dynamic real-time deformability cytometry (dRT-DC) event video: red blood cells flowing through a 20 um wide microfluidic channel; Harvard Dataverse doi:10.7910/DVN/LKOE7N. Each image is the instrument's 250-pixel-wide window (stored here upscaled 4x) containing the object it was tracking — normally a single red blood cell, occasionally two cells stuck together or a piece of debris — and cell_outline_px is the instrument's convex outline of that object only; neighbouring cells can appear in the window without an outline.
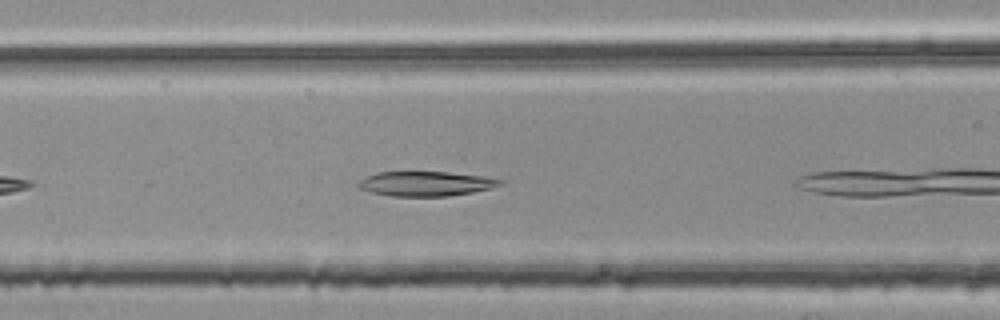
{"species": "common noctule bat (a hibernating species)", "species_latin": "Nyctalus noctula", "temperature_condition": "room temperature", "stored_images_in_passage": 31, "camera_frame_rate_fps": 3000, "um_per_image_px": 0.085, "animal": {"sex": "female", "body_mass_g": 25.1}, "frame": {"image": 1, "passage_image": 5, "time_ms": 1.333, "image_size_px": [1000, 320], "cell_outline_px": [[504, 180], [500, 184], [492, 188], [472, 192], [448, 196], [392, 196], [372, 192], [356, 188], [356, 184], [360, 180], [376, 172], [448, 172], [484, 176]], "centroid_in_image_um": [36.17, 15.61], "position_along_channel_um": 130.4, "area_um2": 20.35}}
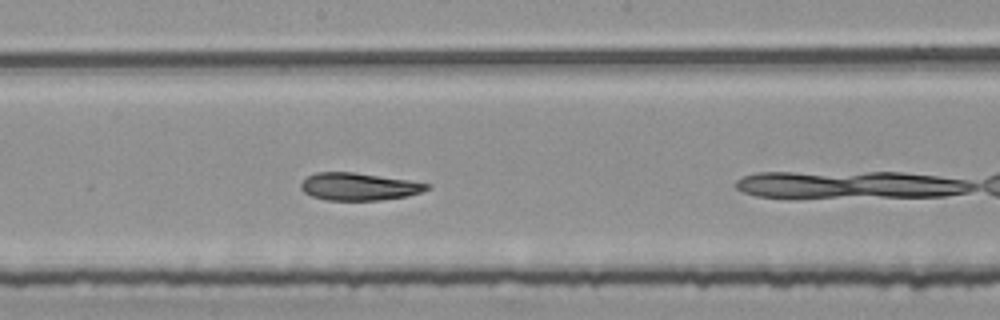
{"frame": {"image": 2, "passage_image": 12, "time_ms": 3.667, "image_size_px": [1000, 320], "cell_outline_px": [[432, 188], [408, 196], [380, 200], [324, 200], [312, 196], [304, 192], [300, 188], [300, 184], [308, 176], [316, 172], [352, 172], [408, 180], [432, 184]], "centroid_in_image_um": [30.52, 15.86], "position_along_channel_um": 217.7, "area_um2": 20.17}}
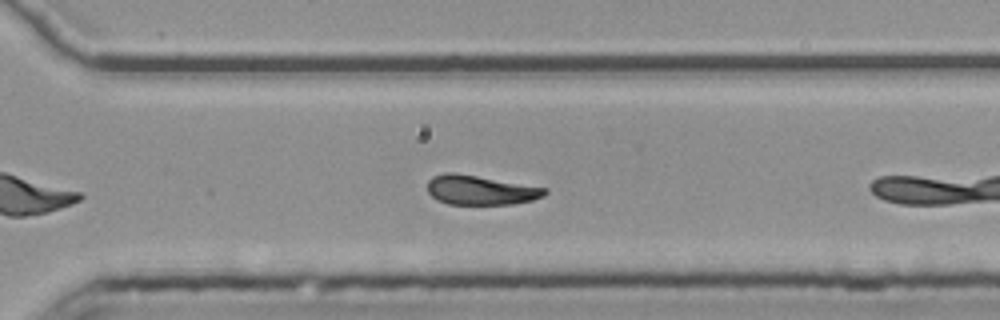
{"frame": {"image": 3, "passage_image": 21, "time_ms": 6.667, "image_size_px": [1000, 320], "cell_outline_px": [[548, 192], [544, 196], [532, 200], [512, 204], [448, 204], [436, 200], [428, 192], [428, 180], [432, 176], [444, 172], [452, 172], [548, 188]], "centroid_in_image_um": [40.82, 16.16], "position_along_channel_um": 329.8, "area_um2": 20.11}, "authors_computed_cell_mechanics": {"area_um2": 20.1722, "velocity_mm_per_s": 3.7392, "shape_relaxation_time_tau1_ms": 7.7507, "shape_relaxation_time_tau2_ms": 1.3611, "deformation_change_tau1": 0.1917, "deformation_change_tau2": 0.0712}}